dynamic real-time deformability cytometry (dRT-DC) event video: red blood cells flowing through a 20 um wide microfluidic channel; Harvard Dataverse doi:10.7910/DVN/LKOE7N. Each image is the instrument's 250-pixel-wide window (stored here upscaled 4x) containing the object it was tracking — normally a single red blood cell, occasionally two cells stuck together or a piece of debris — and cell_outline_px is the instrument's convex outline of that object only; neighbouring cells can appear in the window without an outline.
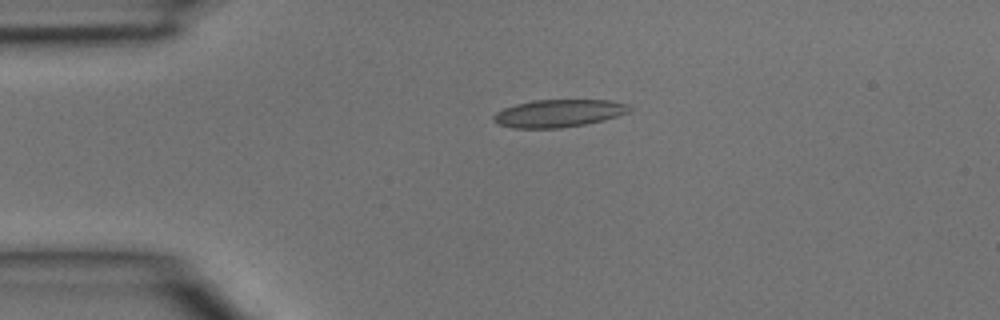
{"species": "common noctule bat (a hibernating species)", "species_latin": "Nyctalus noctula", "temperature_condition": "room temperature", "stored_images_in_passage": 1, "camera_frame_rate_fps": 3000, "um_per_image_px": 0.085, "animal": {"sex": "male", "body_mass_g": 15.6}, "frame": {"image": 1, "passage_image": 1, "time_ms": 0.0, "image_size_px": [1000, 320], "cell_outline_px": [[632, 108], [628, 112], [604, 120], [584, 124], [560, 128], [512, 128], [500, 124], [492, 120], [492, 116], [496, 112], [504, 108], [516, 104], [532, 100], [608, 100], [628, 104]], "centroid_in_image_um": [47.46, 9.63], "position_along_channel_um": 37.5, "area_um2": 21.79}}